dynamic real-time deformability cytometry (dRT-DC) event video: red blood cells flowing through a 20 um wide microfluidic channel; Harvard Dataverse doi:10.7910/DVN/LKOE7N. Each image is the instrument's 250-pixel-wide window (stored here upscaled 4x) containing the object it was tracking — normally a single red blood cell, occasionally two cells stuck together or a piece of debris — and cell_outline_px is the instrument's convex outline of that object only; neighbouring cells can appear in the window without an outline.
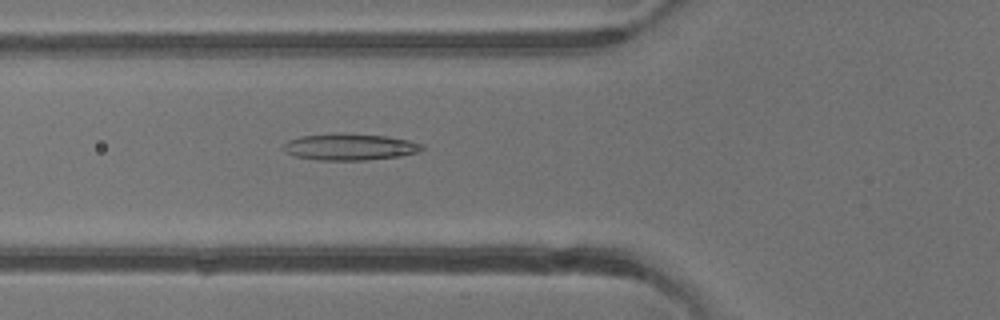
{"species": "common noctule bat (a hibernating species)", "species_latin": "Nyctalus noctula", "temperature_condition": "warm", "stored_images_in_passage": 4, "camera_frame_rate_fps": 3000, "um_per_image_px": 0.085, "animal": {"sex": "male", "body_mass_g": 13.3}, "frame": {"image": 1, "passage_image": 4, "time_ms": 3.667, "image_size_px": [1000, 320], "cell_outline_px": [[424, 148], [416, 152], [400, 156], [364, 160], [316, 160], [296, 156], [288, 152], [284, 148], [284, 144], [288, 140], [300, 136], [332, 132], [344, 132], [384, 136], [408, 140], [424, 144]], "centroid_in_image_um": [29.72, 12.46], "position_along_channel_um": 96.1, "area_um2": 21.56}}